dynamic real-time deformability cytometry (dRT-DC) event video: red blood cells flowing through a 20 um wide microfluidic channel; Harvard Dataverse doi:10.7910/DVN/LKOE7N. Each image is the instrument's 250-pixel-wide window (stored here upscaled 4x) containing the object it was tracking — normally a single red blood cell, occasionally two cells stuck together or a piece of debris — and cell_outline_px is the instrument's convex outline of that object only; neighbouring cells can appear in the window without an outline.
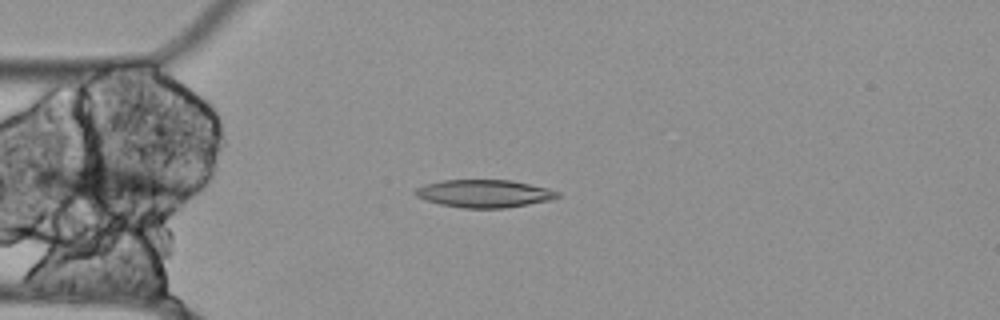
{"species": "Egyptian fruit bat (a non-hibernating species)", "species_latin": "Rousettus aegyptiacus", "temperature_condition": "cold", "stored_images_in_passage": 11, "camera_frame_rate_fps": 3000, "um_per_image_px": 0.085, "animal": {"sex": "female"}, "frame": {"image": 1, "passage_image": 4, "time_ms": 1.0, "image_size_px": [1000, 320], "cell_outline_px": [[560, 196], [552, 200], [504, 208], [460, 208], [440, 204], [424, 200], [416, 196], [412, 192], [416, 188], [424, 184], [444, 180], [512, 180], [548, 188], [560, 192]], "centroid_in_image_um": [41.15, 16.45], "position_along_channel_um": 43.9, "area_um2": 23.18}}
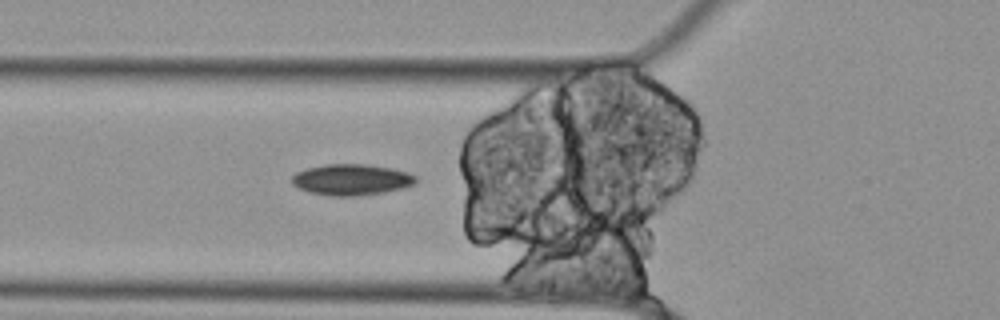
{"frame": {"image": 2, "passage_image": 9, "time_ms": 2.667, "image_size_px": [1000, 320], "cell_outline_px": [[416, 184], [404, 188], [384, 192], [356, 196], [332, 196], [308, 192], [292, 184], [292, 176], [296, 172], [308, 168], [324, 164], [368, 164], [392, 168], [408, 172], [416, 176]], "centroid_in_image_um": [29.9, 15.27], "position_along_channel_um": 95.9, "area_um2": 22.6}}